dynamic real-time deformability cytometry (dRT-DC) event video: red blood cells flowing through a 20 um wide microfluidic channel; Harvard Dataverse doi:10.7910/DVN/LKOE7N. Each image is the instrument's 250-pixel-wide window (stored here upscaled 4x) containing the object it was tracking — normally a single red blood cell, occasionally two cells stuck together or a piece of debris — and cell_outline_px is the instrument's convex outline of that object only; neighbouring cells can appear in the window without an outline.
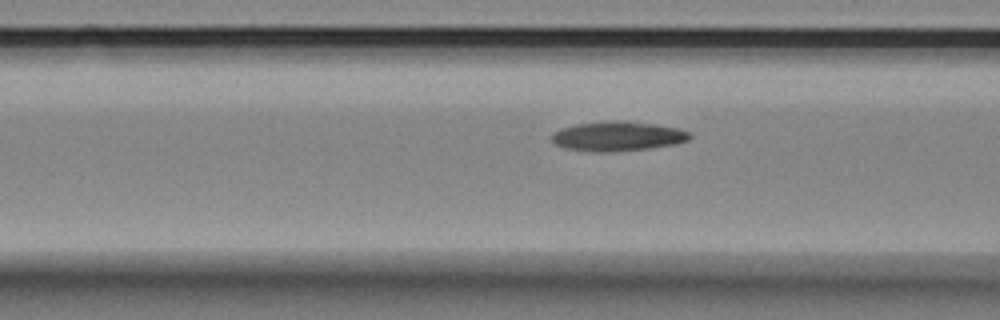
{"species": "Egyptian fruit bat (a non-hibernating species)", "species_latin": "Rousettus aegyptiacus", "temperature_condition": "room temperature", "stored_images_in_passage": 20, "camera_frame_rate_fps": 3000, "um_per_image_px": 0.085, "animal": {"sex": "female"}, "frame": {"image": 1, "passage_image": 17, "time_ms": 5.333, "image_size_px": [1000, 320], "cell_outline_px": [[692, 136], [688, 140], [676, 144], [648, 148], [612, 152], [596, 152], [564, 148], [556, 144], [552, 140], [552, 132], [560, 128], [576, 124], [656, 124], [676, 128], [688, 132]], "centroid_in_image_um": [52.48, 11.64], "position_along_channel_um": 114.1, "area_um2": 22.54}}